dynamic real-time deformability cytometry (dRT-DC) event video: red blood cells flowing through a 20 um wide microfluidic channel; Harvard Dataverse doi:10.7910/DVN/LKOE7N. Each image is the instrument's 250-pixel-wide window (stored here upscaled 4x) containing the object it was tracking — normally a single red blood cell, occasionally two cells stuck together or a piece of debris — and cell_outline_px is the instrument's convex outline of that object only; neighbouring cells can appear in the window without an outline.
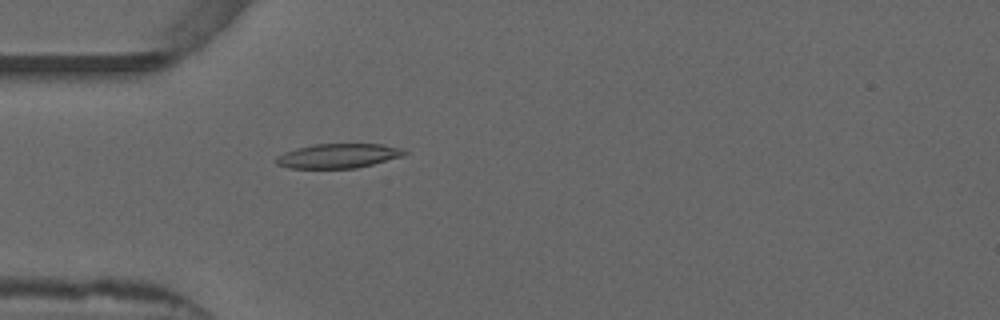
{"species": "common noctule bat (a hibernating species)", "species_latin": "Nyctalus noctula", "temperature_condition": "warm", "stored_images_in_passage": 40, "camera_frame_rate_fps": 3000, "um_per_image_px": 0.085, "animal": {"sex": "male", "forearm_length_mm": 52.5}, "frame": {"image": 1, "passage_image": 3, "time_ms": 0.667, "image_size_px": [1000, 320], "cell_outline_px": [[408, 152], [404, 156], [356, 168], [288, 168], [276, 164], [276, 156], [284, 152], [296, 148], [312, 144], [380, 144], [404, 148]], "centroid_in_image_um": [28.76, 13.24], "position_along_channel_um": 56.2, "area_um2": 18.38}}
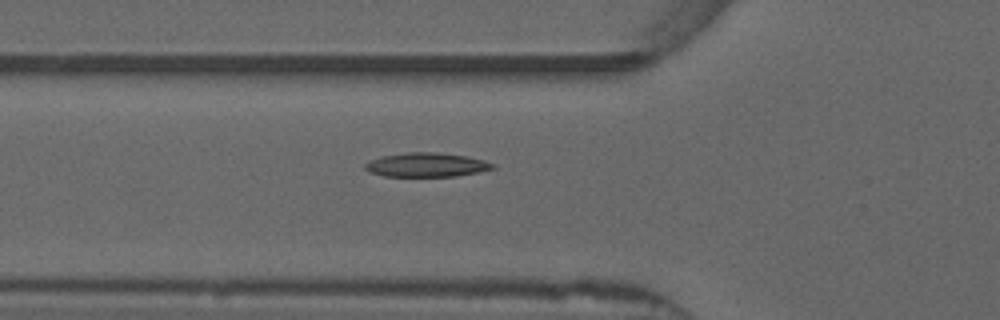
{"frame": {"image": 2, "passage_image": 6, "time_ms": 1.667, "image_size_px": [1000, 320], "cell_outline_px": [[496, 168], [456, 176], [384, 176], [372, 172], [364, 168], [364, 164], [372, 160], [384, 156], [408, 152], [436, 152], [468, 156], [484, 160], [492, 164]], "centroid_in_image_um": [36.27, 14.01], "position_along_channel_um": 89.5, "area_um2": 17.63}}
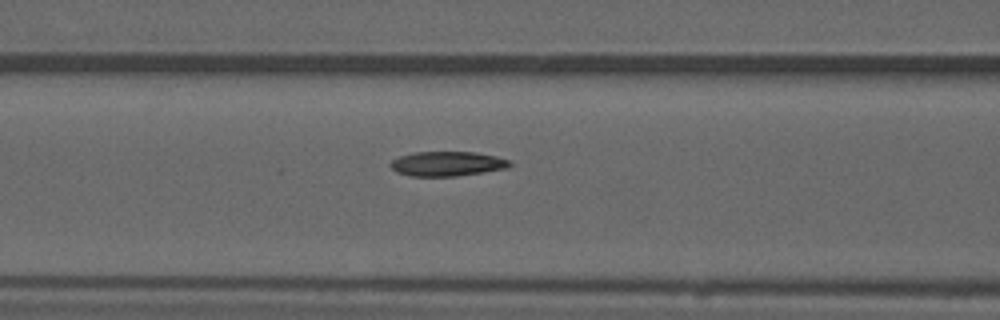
{"frame": {"image": 3, "passage_image": 9, "time_ms": 2.667, "image_size_px": [1000, 320], "cell_outline_px": [[512, 164], [508, 168], [456, 176], [408, 176], [396, 172], [388, 164], [392, 160], [400, 156], [412, 152], [476, 152], [496, 156], [512, 160]], "centroid_in_image_um": [38.01, 13.91], "position_along_channel_um": 128.6, "area_um2": 17.28}, "authors_computed_cell_mechanics": {"area_um2": 17.1088, "velocity_mm_per_s": 3.8626, "shape_relaxation_time_tau1_ms": 8.9357, "shape_relaxation_time_tau2_ms": 2.6753, "deformation_change_tau1": 0.2286, "deformation_change_tau2": 0.0807}}